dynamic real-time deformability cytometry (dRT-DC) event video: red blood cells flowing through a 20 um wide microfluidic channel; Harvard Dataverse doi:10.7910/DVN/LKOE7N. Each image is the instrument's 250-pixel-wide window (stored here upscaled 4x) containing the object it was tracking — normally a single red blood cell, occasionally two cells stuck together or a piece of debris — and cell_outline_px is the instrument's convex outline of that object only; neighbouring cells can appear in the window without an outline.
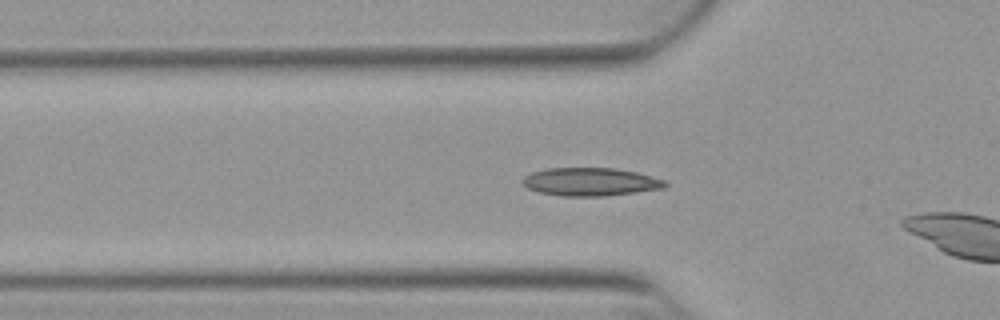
{"species": "Egyptian fruit bat (a non-hibernating species)", "species_latin": "Rousettus aegyptiacus", "temperature_condition": "warm", "stored_images_in_passage": 5, "camera_frame_rate_fps": 3000, "um_per_image_px": 0.085, "animal": {"sex": "female"}, "frame": {"image": 1, "passage_image": 3, "time_ms": 0.667, "image_size_px": [1000, 320], "cell_outline_px": [[668, 184], [664, 188], [636, 192], [604, 196], [564, 196], [540, 192], [528, 188], [520, 180], [524, 176], [532, 172], [544, 168], [616, 168], [636, 172], [664, 180]], "centroid_in_image_um": [50.17, 15.45], "position_along_channel_um": 75.6, "area_um2": 23.29}}